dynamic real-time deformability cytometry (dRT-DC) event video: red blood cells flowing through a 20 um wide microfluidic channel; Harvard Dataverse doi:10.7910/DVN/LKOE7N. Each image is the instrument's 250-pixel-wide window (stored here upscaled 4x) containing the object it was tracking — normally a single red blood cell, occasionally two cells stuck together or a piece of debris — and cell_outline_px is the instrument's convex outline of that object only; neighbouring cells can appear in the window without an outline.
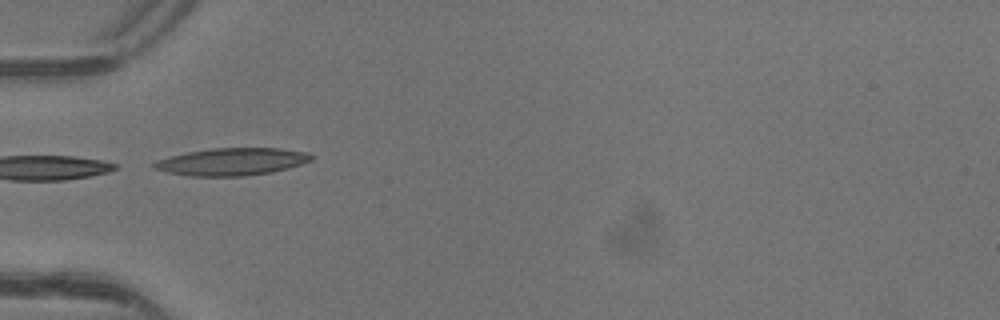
{"species": "common noctule bat (a hibernating species)", "species_latin": "Nyctalus noctula", "temperature_condition": "warm", "stored_images_in_passage": 6, "camera_frame_rate_fps": 3000, "um_per_image_px": 0.085, "animal": {"sex": "female"}, "frame": {"image": 1, "passage_image": 5, "time_ms": 1.333, "image_size_px": [1000, 320], "cell_outline_px": [[312, 160], [288, 168], [272, 172], [244, 176], [188, 176], [168, 172], [152, 168], [152, 164], [156, 160], [188, 152], [212, 148], [280, 148], [308, 152], [312, 156]], "centroid_in_image_um": [19.71, 13.74], "position_along_channel_um": 65.3, "area_um2": 25.03}}
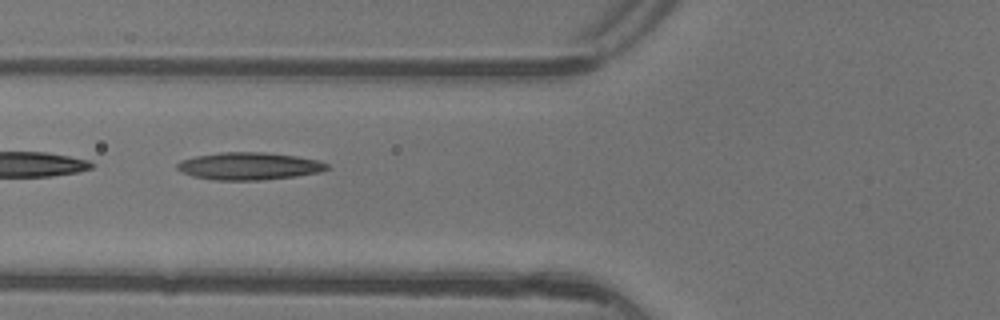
{"frame": {"image": 2, "passage_image": 6, "time_ms": 1.667, "image_size_px": [1000, 320], "cell_outline_px": [[328, 168], [320, 172], [296, 176], [260, 180], [216, 180], [192, 176], [176, 168], [176, 164], [180, 160], [196, 156], [220, 152], [268, 152], [296, 156], [316, 160], [328, 164]], "centroid_in_image_um": [21.15, 14.11], "position_along_channel_um": 104.6, "area_um2": 23.87}}